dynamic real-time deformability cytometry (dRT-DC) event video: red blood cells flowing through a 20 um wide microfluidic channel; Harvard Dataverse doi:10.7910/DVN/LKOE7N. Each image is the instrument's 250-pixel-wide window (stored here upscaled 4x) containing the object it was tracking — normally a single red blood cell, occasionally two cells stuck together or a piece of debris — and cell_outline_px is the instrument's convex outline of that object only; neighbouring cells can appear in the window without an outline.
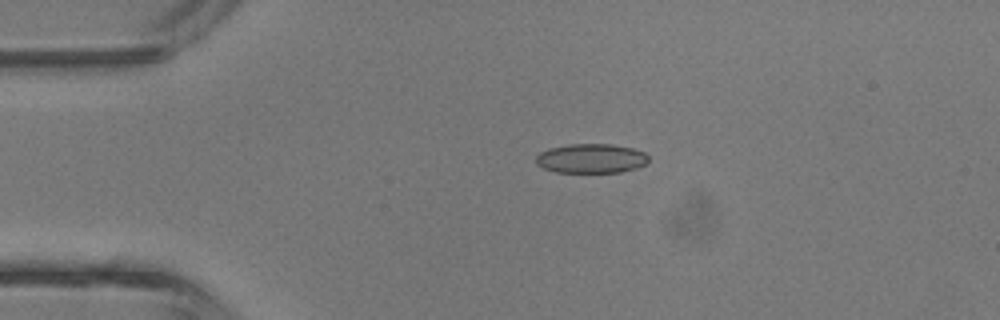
{"species": "common noctule bat (a hibernating species)", "species_latin": "Nyctalus noctula", "temperature_condition": "room temperature", "stored_images_in_passage": 3, "camera_frame_rate_fps": 3000, "um_per_image_px": 0.085, "animal": {"sex": "male", "body_mass_g": 13.3}, "frame": {"image": 1, "passage_image": 2, "time_ms": 1.0, "image_size_px": [1000, 320], "cell_outline_px": [[648, 160], [644, 164], [636, 168], [620, 172], [556, 172], [544, 168], [536, 164], [536, 156], [540, 152], [548, 148], [568, 144], [612, 144], [632, 148], [644, 152], [648, 156]], "centroid_in_image_um": [50.22, 13.46], "position_along_channel_um": 34.8, "area_um2": 19.25}}